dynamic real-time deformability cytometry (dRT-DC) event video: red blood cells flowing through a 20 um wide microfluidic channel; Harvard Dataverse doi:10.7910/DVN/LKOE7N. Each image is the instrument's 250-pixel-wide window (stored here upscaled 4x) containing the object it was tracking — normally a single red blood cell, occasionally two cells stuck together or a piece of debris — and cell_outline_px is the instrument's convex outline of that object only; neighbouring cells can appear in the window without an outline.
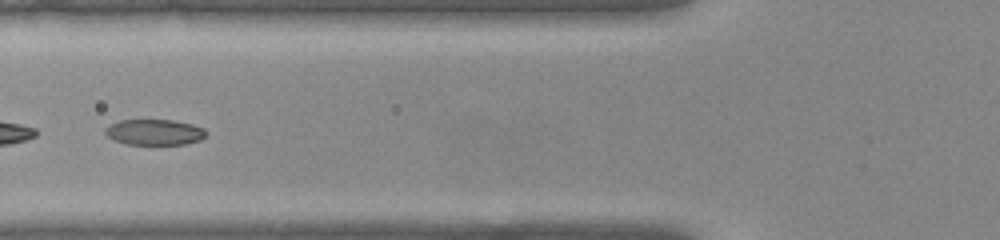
{"species": "common noctule bat (a hibernating species)", "species_latin": "Nyctalus noctula", "temperature_condition": "warm", "stored_images_in_passage": 8, "camera_frame_rate_fps": 3000, "um_per_image_px": 0.085, "animal": {"sex": "female", "body_mass_g": 22.0, "forearm_length_mm": 56.7}, "frame": {"image": 1, "passage_image": 5, "time_ms": 1.333, "image_size_px": [1000, 240], "cell_outline_px": [[208, 132], [200, 140], [184, 144], [124, 144], [112, 140], [104, 132], [104, 128], [120, 120], [172, 120], [192, 124], [204, 128]], "centroid_in_image_um": [13.12, 11.23], "position_along_channel_um": 112.7, "area_um2": 15.14}}